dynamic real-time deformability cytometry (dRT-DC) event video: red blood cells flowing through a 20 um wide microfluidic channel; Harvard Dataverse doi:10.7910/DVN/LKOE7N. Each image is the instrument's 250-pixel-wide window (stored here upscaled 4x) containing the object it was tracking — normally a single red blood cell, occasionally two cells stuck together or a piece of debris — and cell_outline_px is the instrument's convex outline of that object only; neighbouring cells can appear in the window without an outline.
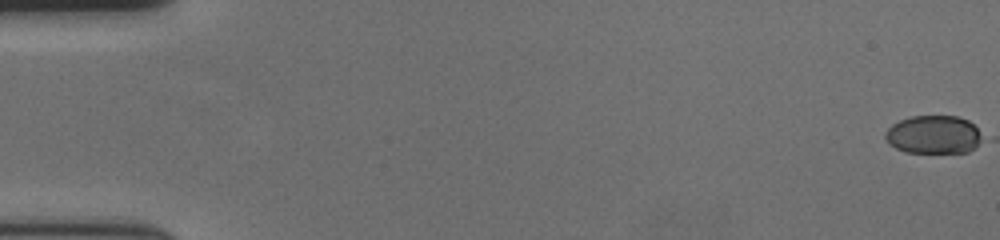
{"species": "human", "species_latin": "Homo sapiens", "temperature_condition": "cold", "stored_images_in_passage": 43, "camera_frame_rate_fps": 3000, "um_per_image_px": 0.085, "donor": {"sex": "female"}, "frame": {"image": 1, "passage_image": 1, "time_ms": 0.0, "image_size_px": [1000, 240], "cell_outline_px": [[984, 140], [976, 148], [968, 152], [904, 152], [888, 144], [884, 136], [884, 132], [892, 124], [900, 120], [912, 116], [956, 116], [968, 120], [984, 136]], "centroid_in_image_um": [79.37, 11.45], "position_along_channel_um": 5.6, "area_um2": 21.85}}
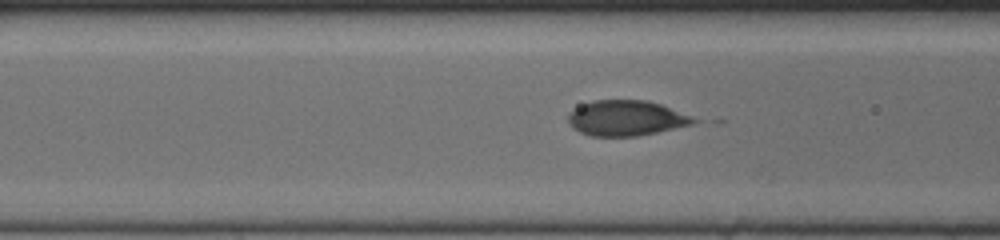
{"frame": {"image": 2, "passage_image": 25, "time_ms": 8.0, "image_size_px": [1000, 240], "cell_outline_px": [[700, 120], [692, 124], [656, 132], [636, 136], [592, 136], [580, 132], [572, 128], [568, 120], [568, 116], [576, 108], [592, 100], [648, 100], [660, 104], [692, 116]], "centroid_in_image_um": [53.23, 10.04], "position_along_channel_um": 113.4, "area_um2": 25.61}}
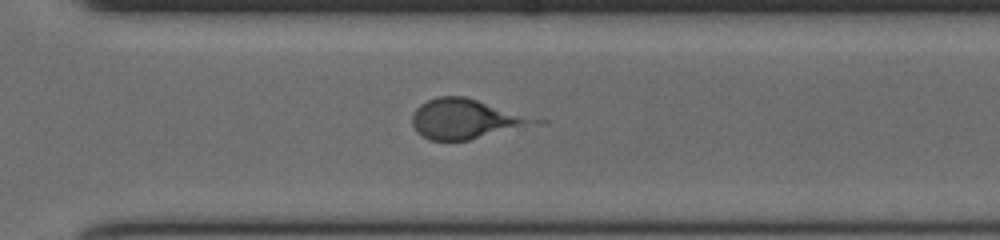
{"frame": {"image": 3, "passage_image": 43, "time_ms": 14.0, "image_size_px": [1000, 240], "cell_outline_px": [[548, 124], [468, 140], [432, 140], [416, 132], [412, 124], [412, 112], [420, 104], [436, 96], [464, 96], [548, 120]], "centroid_in_image_um": [39.75, 10.12], "position_along_channel_um": 330.8, "area_um2": 29.36}}